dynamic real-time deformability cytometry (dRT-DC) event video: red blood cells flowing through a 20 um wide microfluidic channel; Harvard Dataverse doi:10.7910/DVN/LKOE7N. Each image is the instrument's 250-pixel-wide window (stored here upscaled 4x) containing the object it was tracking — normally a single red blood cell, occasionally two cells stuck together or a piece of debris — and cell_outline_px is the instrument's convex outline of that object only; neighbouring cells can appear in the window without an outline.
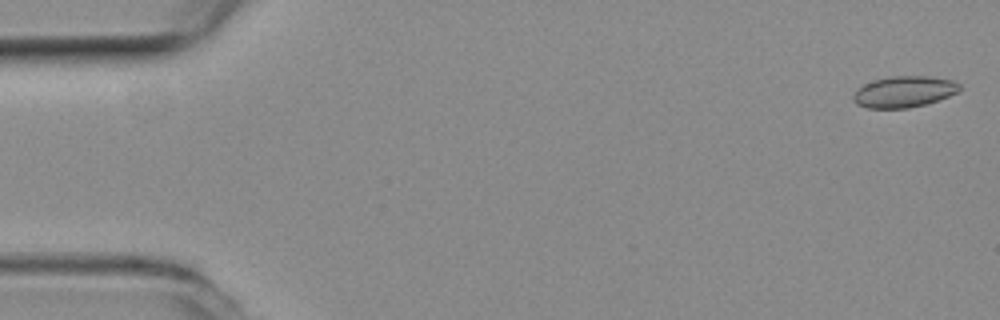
{"species": "common noctule bat (a hibernating species)", "species_latin": "Nyctalus noctula", "temperature_condition": "room temperature", "stored_images_in_passage": 2, "camera_frame_rate_fps": 3000, "um_per_image_px": 0.085, "animal": {"sex": "female", "body_mass_g": 19.3, "forearm_length_mm": 54.1}, "frame": {"image": 1, "passage_image": 1, "time_ms": 0.0, "image_size_px": [1000, 320], "cell_outline_px": [[960, 92], [924, 104], [908, 108], [868, 108], [856, 104], [852, 100], [852, 96], [856, 88], [864, 84], [888, 76], [932, 76], [952, 80], [960, 84]], "centroid_in_image_um": [76.82, 7.79], "position_along_channel_um": 8.2, "area_um2": 19.42}}